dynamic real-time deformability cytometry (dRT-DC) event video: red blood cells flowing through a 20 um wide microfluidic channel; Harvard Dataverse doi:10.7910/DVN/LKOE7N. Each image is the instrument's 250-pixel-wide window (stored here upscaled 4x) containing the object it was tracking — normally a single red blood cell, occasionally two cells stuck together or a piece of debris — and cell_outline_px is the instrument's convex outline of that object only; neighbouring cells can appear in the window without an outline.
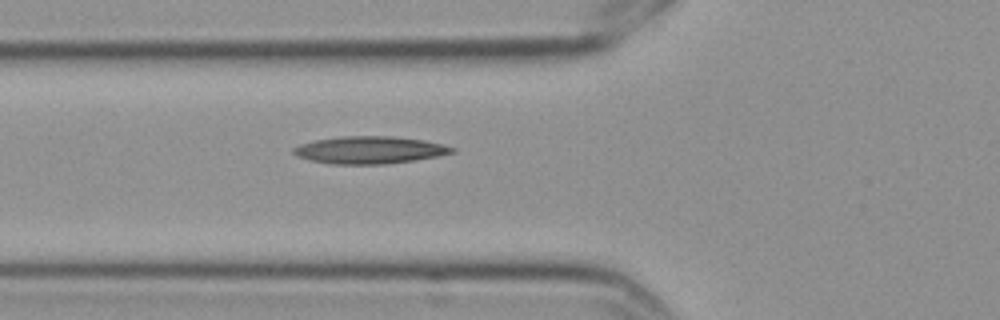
{"species": "Egyptian fruit bat (a non-hibernating species)", "species_latin": "Rousettus aegyptiacus", "temperature_condition": "cold", "stored_images_in_passage": 4, "camera_frame_rate_fps": 3000, "um_per_image_px": 0.085, "frame": {"image": 1, "passage_image": 4, "time_ms": 1.0, "image_size_px": [1000, 320], "cell_outline_px": [[456, 152], [436, 156], [412, 160], [384, 164], [332, 164], [312, 160], [296, 156], [292, 152], [292, 148], [300, 144], [316, 140], [340, 136], [392, 136], [424, 140], [444, 144], [456, 148]], "centroid_in_image_um": [31.42, 12.74], "position_along_channel_um": 94.4, "area_um2": 25.2}}